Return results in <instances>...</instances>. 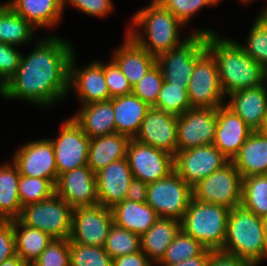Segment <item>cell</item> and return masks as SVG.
Segmentation results:
<instances>
[{"mask_svg": "<svg viewBox=\"0 0 267 266\" xmlns=\"http://www.w3.org/2000/svg\"><path fill=\"white\" fill-rule=\"evenodd\" d=\"M163 82L162 71L160 67L155 64L143 78L132 87V93L152 107L158 100Z\"/></svg>", "mask_w": 267, "mask_h": 266, "instance_id": "obj_41", "label": "cell"}, {"mask_svg": "<svg viewBox=\"0 0 267 266\" xmlns=\"http://www.w3.org/2000/svg\"><path fill=\"white\" fill-rule=\"evenodd\" d=\"M205 45L216 60L220 85L225 97L235 91L258 87L265 83V68L234 40L221 38L217 33L206 34Z\"/></svg>", "mask_w": 267, "mask_h": 266, "instance_id": "obj_2", "label": "cell"}, {"mask_svg": "<svg viewBox=\"0 0 267 266\" xmlns=\"http://www.w3.org/2000/svg\"><path fill=\"white\" fill-rule=\"evenodd\" d=\"M208 266H252L248 261L221 250L213 251Z\"/></svg>", "mask_w": 267, "mask_h": 266, "instance_id": "obj_48", "label": "cell"}, {"mask_svg": "<svg viewBox=\"0 0 267 266\" xmlns=\"http://www.w3.org/2000/svg\"><path fill=\"white\" fill-rule=\"evenodd\" d=\"M70 266H112L104 247L70 243Z\"/></svg>", "mask_w": 267, "mask_h": 266, "instance_id": "obj_40", "label": "cell"}, {"mask_svg": "<svg viewBox=\"0 0 267 266\" xmlns=\"http://www.w3.org/2000/svg\"><path fill=\"white\" fill-rule=\"evenodd\" d=\"M230 160L213 144L178 151L174 171L191 187L221 169Z\"/></svg>", "mask_w": 267, "mask_h": 266, "instance_id": "obj_11", "label": "cell"}, {"mask_svg": "<svg viewBox=\"0 0 267 266\" xmlns=\"http://www.w3.org/2000/svg\"><path fill=\"white\" fill-rule=\"evenodd\" d=\"M21 56L16 46L0 42V89L17 72Z\"/></svg>", "mask_w": 267, "mask_h": 266, "instance_id": "obj_45", "label": "cell"}, {"mask_svg": "<svg viewBox=\"0 0 267 266\" xmlns=\"http://www.w3.org/2000/svg\"><path fill=\"white\" fill-rule=\"evenodd\" d=\"M13 229L15 232L16 253L29 265H32L53 241L50 235L42 230L24 225L19 219L13 220Z\"/></svg>", "mask_w": 267, "mask_h": 266, "instance_id": "obj_32", "label": "cell"}, {"mask_svg": "<svg viewBox=\"0 0 267 266\" xmlns=\"http://www.w3.org/2000/svg\"><path fill=\"white\" fill-rule=\"evenodd\" d=\"M220 1H222V0H220ZM241 2H244V3H248V2H250V1H252V0H240Z\"/></svg>", "mask_w": 267, "mask_h": 266, "instance_id": "obj_57", "label": "cell"}, {"mask_svg": "<svg viewBox=\"0 0 267 266\" xmlns=\"http://www.w3.org/2000/svg\"><path fill=\"white\" fill-rule=\"evenodd\" d=\"M213 33L210 29L192 32L181 46L158 55L156 64L162 71L164 81L187 88L195 67V54L205 45L206 34Z\"/></svg>", "mask_w": 267, "mask_h": 266, "instance_id": "obj_10", "label": "cell"}, {"mask_svg": "<svg viewBox=\"0 0 267 266\" xmlns=\"http://www.w3.org/2000/svg\"><path fill=\"white\" fill-rule=\"evenodd\" d=\"M147 186V183L133 178L130 182L125 199L139 203H146Z\"/></svg>", "mask_w": 267, "mask_h": 266, "instance_id": "obj_50", "label": "cell"}, {"mask_svg": "<svg viewBox=\"0 0 267 266\" xmlns=\"http://www.w3.org/2000/svg\"><path fill=\"white\" fill-rule=\"evenodd\" d=\"M264 82L267 83V68L265 69V79Z\"/></svg>", "mask_w": 267, "mask_h": 266, "instance_id": "obj_56", "label": "cell"}, {"mask_svg": "<svg viewBox=\"0 0 267 266\" xmlns=\"http://www.w3.org/2000/svg\"><path fill=\"white\" fill-rule=\"evenodd\" d=\"M241 206L258 217L267 218V175L242 178Z\"/></svg>", "mask_w": 267, "mask_h": 266, "instance_id": "obj_34", "label": "cell"}, {"mask_svg": "<svg viewBox=\"0 0 267 266\" xmlns=\"http://www.w3.org/2000/svg\"><path fill=\"white\" fill-rule=\"evenodd\" d=\"M18 192L21 205L24 207L51 197L55 193V186L48 179L20 174Z\"/></svg>", "mask_w": 267, "mask_h": 266, "instance_id": "obj_38", "label": "cell"}, {"mask_svg": "<svg viewBox=\"0 0 267 266\" xmlns=\"http://www.w3.org/2000/svg\"><path fill=\"white\" fill-rule=\"evenodd\" d=\"M116 133L135 138L150 108L133 93L111 98Z\"/></svg>", "mask_w": 267, "mask_h": 266, "instance_id": "obj_25", "label": "cell"}, {"mask_svg": "<svg viewBox=\"0 0 267 266\" xmlns=\"http://www.w3.org/2000/svg\"><path fill=\"white\" fill-rule=\"evenodd\" d=\"M248 34L243 50L257 63L267 68V18L258 17Z\"/></svg>", "mask_w": 267, "mask_h": 266, "instance_id": "obj_39", "label": "cell"}, {"mask_svg": "<svg viewBox=\"0 0 267 266\" xmlns=\"http://www.w3.org/2000/svg\"><path fill=\"white\" fill-rule=\"evenodd\" d=\"M16 255L13 220H0V264Z\"/></svg>", "mask_w": 267, "mask_h": 266, "instance_id": "obj_47", "label": "cell"}, {"mask_svg": "<svg viewBox=\"0 0 267 266\" xmlns=\"http://www.w3.org/2000/svg\"><path fill=\"white\" fill-rule=\"evenodd\" d=\"M169 10L184 25L204 6H214L216 0H155Z\"/></svg>", "mask_w": 267, "mask_h": 266, "instance_id": "obj_43", "label": "cell"}, {"mask_svg": "<svg viewBox=\"0 0 267 266\" xmlns=\"http://www.w3.org/2000/svg\"><path fill=\"white\" fill-rule=\"evenodd\" d=\"M66 3L89 16L103 17L113 10L111 0H63V10Z\"/></svg>", "mask_w": 267, "mask_h": 266, "instance_id": "obj_46", "label": "cell"}, {"mask_svg": "<svg viewBox=\"0 0 267 266\" xmlns=\"http://www.w3.org/2000/svg\"><path fill=\"white\" fill-rule=\"evenodd\" d=\"M187 92L191 108L217 109L225 104L217 63L206 45L195 54V67L187 85Z\"/></svg>", "mask_w": 267, "mask_h": 266, "instance_id": "obj_7", "label": "cell"}, {"mask_svg": "<svg viewBox=\"0 0 267 266\" xmlns=\"http://www.w3.org/2000/svg\"><path fill=\"white\" fill-rule=\"evenodd\" d=\"M30 266H70V240L53 239Z\"/></svg>", "mask_w": 267, "mask_h": 266, "instance_id": "obj_42", "label": "cell"}, {"mask_svg": "<svg viewBox=\"0 0 267 266\" xmlns=\"http://www.w3.org/2000/svg\"><path fill=\"white\" fill-rule=\"evenodd\" d=\"M75 64L73 54L69 66V90L73 88L82 105L110 100L103 63L98 60L93 61L80 69Z\"/></svg>", "mask_w": 267, "mask_h": 266, "instance_id": "obj_19", "label": "cell"}, {"mask_svg": "<svg viewBox=\"0 0 267 266\" xmlns=\"http://www.w3.org/2000/svg\"><path fill=\"white\" fill-rule=\"evenodd\" d=\"M12 161L17 165L21 175L48 179L55 186L58 171L50 139L24 143L16 150Z\"/></svg>", "mask_w": 267, "mask_h": 266, "instance_id": "obj_16", "label": "cell"}, {"mask_svg": "<svg viewBox=\"0 0 267 266\" xmlns=\"http://www.w3.org/2000/svg\"><path fill=\"white\" fill-rule=\"evenodd\" d=\"M229 211L223 205L204 203L192 197L181 220V230L207 249L222 250Z\"/></svg>", "mask_w": 267, "mask_h": 266, "instance_id": "obj_5", "label": "cell"}, {"mask_svg": "<svg viewBox=\"0 0 267 266\" xmlns=\"http://www.w3.org/2000/svg\"><path fill=\"white\" fill-rule=\"evenodd\" d=\"M252 132L253 130L225 104L217 108V125L213 145L230 161L239 153L241 146Z\"/></svg>", "mask_w": 267, "mask_h": 266, "instance_id": "obj_22", "label": "cell"}, {"mask_svg": "<svg viewBox=\"0 0 267 266\" xmlns=\"http://www.w3.org/2000/svg\"><path fill=\"white\" fill-rule=\"evenodd\" d=\"M55 194L73 209L99 204L96 174L87 166L58 176Z\"/></svg>", "mask_w": 267, "mask_h": 266, "instance_id": "obj_17", "label": "cell"}, {"mask_svg": "<svg viewBox=\"0 0 267 266\" xmlns=\"http://www.w3.org/2000/svg\"><path fill=\"white\" fill-rule=\"evenodd\" d=\"M264 233H265L266 242H267V218H264Z\"/></svg>", "mask_w": 267, "mask_h": 266, "instance_id": "obj_54", "label": "cell"}, {"mask_svg": "<svg viewBox=\"0 0 267 266\" xmlns=\"http://www.w3.org/2000/svg\"><path fill=\"white\" fill-rule=\"evenodd\" d=\"M267 84L242 89L228 95L225 105L253 131H261L267 120Z\"/></svg>", "mask_w": 267, "mask_h": 266, "instance_id": "obj_21", "label": "cell"}, {"mask_svg": "<svg viewBox=\"0 0 267 266\" xmlns=\"http://www.w3.org/2000/svg\"><path fill=\"white\" fill-rule=\"evenodd\" d=\"M193 198L204 202L223 205L229 209L241 206L242 177L234 163L229 161L192 187Z\"/></svg>", "mask_w": 267, "mask_h": 266, "instance_id": "obj_9", "label": "cell"}, {"mask_svg": "<svg viewBox=\"0 0 267 266\" xmlns=\"http://www.w3.org/2000/svg\"><path fill=\"white\" fill-rule=\"evenodd\" d=\"M211 254L212 250L206 248L201 254L195 257L188 258L187 260H183L179 263L159 266H208Z\"/></svg>", "mask_w": 267, "mask_h": 266, "instance_id": "obj_51", "label": "cell"}, {"mask_svg": "<svg viewBox=\"0 0 267 266\" xmlns=\"http://www.w3.org/2000/svg\"><path fill=\"white\" fill-rule=\"evenodd\" d=\"M257 266L267 258V242L264 233V218L258 217L242 206L232 208L227 219L223 249Z\"/></svg>", "mask_w": 267, "mask_h": 266, "instance_id": "obj_4", "label": "cell"}, {"mask_svg": "<svg viewBox=\"0 0 267 266\" xmlns=\"http://www.w3.org/2000/svg\"><path fill=\"white\" fill-rule=\"evenodd\" d=\"M6 4L36 29L55 26L64 11L63 0H9Z\"/></svg>", "mask_w": 267, "mask_h": 266, "instance_id": "obj_29", "label": "cell"}, {"mask_svg": "<svg viewBox=\"0 0 267 266\" xmlns=\"http://www.w3.org/2000/svg\"><path fill=\"white\" fill-rule=\"evenodd\" d=\"M217 109L190 108L177 116V152L214 143Z\"/></svg>", "mask_w": 267, "mask_h": 266, "instance_id": "obj_15", "label": "cell"}, {"mask_svg": "<svg viewBox=\"0 0 267 266\" xmlns=\"http://www.w3.org/2000/svg\"><path fill=\"white\" fill-rule=\"evenodd\" d=\"M103 70L110 98L132 93L128 79L112 59L107 65L103 64Z\"/></svg>", "mask_w": 267, "mask_h": 266, "instance_id": "obj_44", "label": "cell"}, {"mask_svg": "<svg viewBox=\"0 0 267 266\" xmlns=\"http://www.w3.org/2000/svg\"><path fill=\"white\" fill-rule=\"evenodd\" d=\"M11 162L0 166V220L18 219L22 212L18 192L20 173L17 165Z\"/></svg>", "mask_w": 267, "mask_h": 266, "instance_id": "obj_31", "label": "cell"}, {"mask_svg": "<svg viewBox=\"0 0 267 266\" xmlns=\"http://www.w3.org/2000/svg\"><path fill=\"white\" fill-rule=\"evenodd\" d=\"M71 42L49 36L38 41L27 56H21L17 72L0 89L6 99H22L42 108L67 97L69 66L73 56Z\"/></svg>", "mask_w": 267, "mask_h": 266, "instance_id": "obj_1", "label": "cell"}, {"mask_svg": "<svg viewBox=\"0 0 267 266\" xmlns=\"http://www.w3.org/2000/svg\"><path fill=\"white\" fill-rule=\"evenodd\" d=\"M258 17L267 18V6L264 7V9L262 10L261 13H259V16Z\"/></svg>", "mask_w": 267, "mask_h": 266, "instance_id": "obj_53", "label": "cell"}, {"mask_svg": "<svg viewBox=\"0 0 267 266\" xmlns=\"http://www.w3.org/2000/svg\"><path fill=\"white\" fill-rule=\"evenodd\" d=\"M111 211L116 226L131 231L140 237L159 219L158 214L147 203L127 199L118 203Z\"/></svg>", "mask_w": 267, "mask_h": 266, "instance_id": "obj_28", "label": "cell"}, {"mask_svg": "<svg viewBox=\"0 0 267 266\" xmlns=\"http://www.w3.org/2000/svg\"><path fill=\"white\" fill-rule=\"evenodd\" d=\"M113 224L111 209L101 204L75 208L70 243L104 247Z\"/></svg>", "mask_w": 267, "mask_h": 266, "instance_id": "obj_13", "label": "cell"}, {"mask_svg": "<svg viewBox=\"0 0 267 266\" xmlns=\"http://www.w3.org/2000/svg\"><path fill=\"white\" fill-rule=\"evenodd\" d=\"M205 249L200 242L180 230L158 265L179 263L201 254Z\"/></svg>", "mask_w": 267, "mask_h": 266, "instance_id": "obj_37", "label": "cell"}, {"mask_svg": "<svg viewBox=\"0 0 267 266\" xmlns=\"http://www.w3.org/2000/svg\"><path fill=\"white\" fill-rule=\"evenodd\" d=\"M112 266H153V263L141 250L112 259Z\"/></svg>", "mask_w": 267, "mask_h": 266, "instance_id": "obj_49", "label": "cell"}, {"mask_svg": "<svg viewBox=\"0 0 267 266\" xmlns=\"http://www.w3.org/2000/svg\"><path fill=\"white\" fill-rule=\"evenodd\" d=\"M105 251L114 259L141 251L140 236L113 224L104 245Z\"/></svg>", "mask_w": 267, "mask_h": 266, "instance_id": "obj_36", "label": "cell"}, {"mask_svg": "<svg viewBox=\"0 0 267 266\" xmlns=\"http://www.w3.org/2000/svg\"><path fill=\"white\" fill-rule=\"evenodd\" d=\"M130 140V137L118 133L92 138L87 166L96 174L110 163L126 158Z\"/></svg>", "mask_w": 267, "mask_h": 266, "instance_id": "obj_26", "label": "cell"}, {"mask_svg": "<svg viewBox=\"0 0 267 266\" xmlns=\"http://www.w3.org/2000/svg\"><path fill=\"white\" fill-rule=\"evenodd\" d=\"M126 158L133 178L147 184L163 179L174 171L173 156L170 153L134 138L128 144Z\"/></svg>", "mask_w": 267, "mask_h": 266, "instance_id": "obj_14", "label": "cell"}, {"mask_svg": "<svg viewBox=\"0 0 267 266\" xmlns=\"http://www.w3.org/2000/svg\"><path fill=\"white\" fill-rule=\"evenodd\" d=\"M57 138L50 139L53 144L58 176L87 165L90 138L70 117L59 130Z\"/></svg>", "mask_w": 267, "mask_h": 266, "instance_id": "obj_12", "label": "cell"}, {"mask_svg": "<svg viewBox=\"0 0 267 266\" xmlns=\"http://www.w3.org/2000/svg\"><path fill=\"white\" fill-rule=\"evenodd\" d=\"M71 118L90 139L116 133L111 99L82 105Z\"/></svg>", "mask_w": 267, "mask_h": 266, "instance_id": "obj_24", "label": "cell"}, {"mask_svg": "<svg viewBox=\"0 0 267 266\" xmlns=\"http://www.w3.org/2000/svg\"><path fill=\"white\" fill-rule=\"evenodd\" d=\"M115 50L112 60L133 87L156 64V57L140 46L129 34Z\"/></svg>", "mask_w": 267, "mask_h": 266, "instance_id": "obj_23", "label": "cell"}, {"mask_svg": "<svg viewBox=\"0 0 267 266\" xmlns=\"http://www.w3.org/2000/svg\"><path fill=\"white\" fill-rule=\"evenodd\" d=\"M0 266H30L27 262L23 261L18 255L4 260Z\"/></svg>", "mask_w": 267, "mask_h": 266, "instance_id": "obj_52", "label": "cell"}, {"mask_svg": "<svg viewBox=\"0 0 267 266\" xmlns=\"http://www.w3.org/2000/svg\"><path fill=\"white\" fill-rule=\"evenodd\" d=\"M241 177L267 175V136L253 131L232 159Z\"/></svg>", "mask_w": 267, "mask_h": 266, "instance_id": "obj_27", "label": "cell"}, {"mask_svg": "<svg viewBox=\"0 0 267 266\" xmlns=\"http://www.w3.org/2000/svg\"><path fill=\"white\" fill-rule=\"evenodd\" d=\"M261 131L267 136V120H266V122H265V124H264V126H263Z\"/></svg>", "mask_w": 267, "mask_h": 266, "instance_id": "obj_55", "label": "cell"}, {"mask_svg": "<svg viewBox=\"0 0 267 266\" xmlns=\"http://www.w3.org/2000/svg\"><path fill=\"white\" fill-rule=\"evenodd\" d=\"M192 197V187L173 171L167 177L148 184L146 203L159 217L181 221Z\"/></svg>", "mask_w": 267, "mask_h": 266, "instance_id": "obj_8", "label": "cell"}, {"mask_svg": "<svg viewBox=\"0 0 267 266\" xmlns=\"http://www.w3.org/2000/svg\"><path fill=\"white\" fill-rule=\"evenodd\" d=\"M134 139L174 156L177 153V115L150 107Z\"/></svg>", "mask_w": 267, "mask_h": 266, "instance_id": "obj_18", "label": "cell"}, {"mask_svg": "<svg viewBox=\"0 0 267 266\" xmlns=\"http://www.w3.org/2000/svg\"><path fill=\"white\" fill-rule=\"evenodd\" d=\"M153 107L177 116L182 115L191 108L187 88L164 81Z\"/></svg>", "mask_w": 267, "mask_h": 266, "instance_id": "obj_35", "label": "cell"}, {"mask_svg": "<svg viewBox=\"0 0 267 266\" xmlns=\"http://www.w3.org/2000/svg\"><path fill=\"white\" fill-rule=\"evenodd\" d=\"M132 22L133 25L127 28V34L155 57L181 46L192 35L181 40L179 32L184 24L155 0H150L147 7L138 10ZM135 27H141L142 33Z\"/></svg>", "mask_w": 267, "mask_h": 266, "instance_id": "obj_3", "label": "cell"}, {"mask_svg": "<svg viewBox=\"0 0 267 266\" xmlns=\"http://www.w3.org/2000/svg\"><path fill=\"white\" fill-rule=\"evenodd\" d=\"M99 204L112 209L125 200L133 174L127 158L110 163L96 173Z\"/></svg>", "mask_w": 267, "mask_h": 266, "instance_id": "obj_20", "label": "cell"}, {"mask_svg": "<svg viewBox=\"0 0 267 266\" xmlns=\"http://www.w3.org/2000/svg\"><path fill=\"white\" fill-rule=\"evenodd\" d=\"M74 209L55 193L22 207L18 218L24 225L42 230L53 239H70Z\"/></svg>", "mask_w": 267, "mask_h": 266, "instance_id": "obj_6", "label": "cell"}, {"mask_svg": "<svg viewBox=\"0 0 267 266\" xmlns=\"http://www.w3.org/2000/svg\"><path fill=\"white\" fill-rule=\"evenodd\" d=\"M36 28L15 13L6 3L0 4V42L17 46L33 39Z\"/></svg>", "mask_w": 267, "mask_h": 266, "instance_id": "obj_33", "label": "cell"}, {"mask_svg": "<svg viewBox=\"0 0 267 266\" xmlns=\"http://www.w3.org/2000/svg\"><path fill=\"white\" fill-rule=\"evenodd\" d=\"M180 230L181 221L159 217L153 226L140 237L141 250L153 264H158Z\"/></svg>", "mask_w": 267, "mask_h": 266, "instance_id": "obj_30", "label": "cell"}]
</instances>
